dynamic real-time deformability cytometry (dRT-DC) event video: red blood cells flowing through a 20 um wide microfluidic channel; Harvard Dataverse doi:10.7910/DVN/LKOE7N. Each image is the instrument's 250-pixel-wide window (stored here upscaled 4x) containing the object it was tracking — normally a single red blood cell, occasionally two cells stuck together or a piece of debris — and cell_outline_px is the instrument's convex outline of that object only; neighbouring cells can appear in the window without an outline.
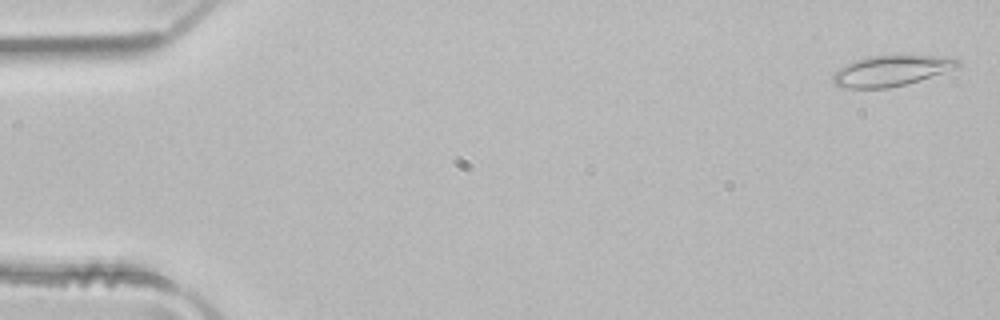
{"species": "common noctule bat (a hibernating species)", "species_latin": "Nyctalus noctula", "temperature_condition": "room temperature", "stored_images_in_passage": 4, "camera_frame_rate_fps": 3000, "um_per_image_px": 0.085, "animal": {"sex": "male", "body_mass_g": 21.5, "forearm_length_mm": 52.0}, "frame": {"image": 1, "passage_image": 1, "time_ms": 0.0, "image_size_px": [1000, 320], "cell_outline_px": [[960, 64], [956, 68], [904, 84], [888, 88], [848, 88], [836, 84], [832, 80], [832, 76], [844, 64], [852, 60], [868, 56], [952, 56], [960, 60]], "centroid_in_image_um": [75.74, 5.99], "position_along_channel_um": 9.3, "area_um2": 21.96}}